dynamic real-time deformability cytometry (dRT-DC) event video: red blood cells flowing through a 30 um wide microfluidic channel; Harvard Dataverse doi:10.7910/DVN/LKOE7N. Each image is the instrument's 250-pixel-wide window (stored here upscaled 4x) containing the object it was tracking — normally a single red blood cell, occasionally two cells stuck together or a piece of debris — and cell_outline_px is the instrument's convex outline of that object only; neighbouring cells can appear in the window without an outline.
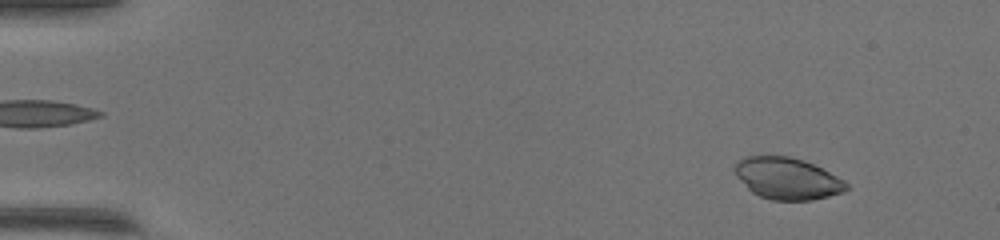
{"species": "common noctule bat (a hibernating species)", "species_latin": "Nyctalus noctula", "temperature_condition": "warm", "stored_images_in_passage": 49, "camera_frame_rate_fps": 3000, "um_per_image_px": 0.085, "animal": {"sex": "female", "body_mass_g": 17.0, "forearm_length_mm": 48.0}, "frame": {"image": 1, "passage_image": 5, "time_ms": 1.333, "image_size_px": [1000, 240], "cell_outline_px": [[848, 188], [844, 192], [812, 200], [772, 200], [760, 196], [752, 192], [736, 176], [732, 168], [736, 160], [744, 156], [788, 156], [804, 160], [844, 180], [848, 184]], "centroid_in_image_um": [66.87, 15.16], "position_along_channel_um": 18.1, "area_um2": 27.11}}
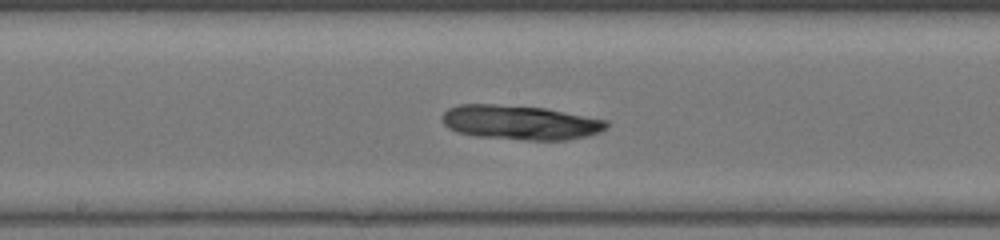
{"frame": {"image": 2, "passage_image": 27, "time_ms": 8.667, "image_size_px": [1000, 240], "cell_outline_px": [[608, 128], [600, 132], [588, 136], [568, 140], [528, 140], [476, 136], [456, 132], [448, 128], [444, 124], [444, 112], [448, 108], [460, 104], [496, 104], [544, 108], [608, 120]], "centroid_in_image_um": [44.25, 10.41], "position_along_channel_um": 204.0, "area_um2": 33.0}}
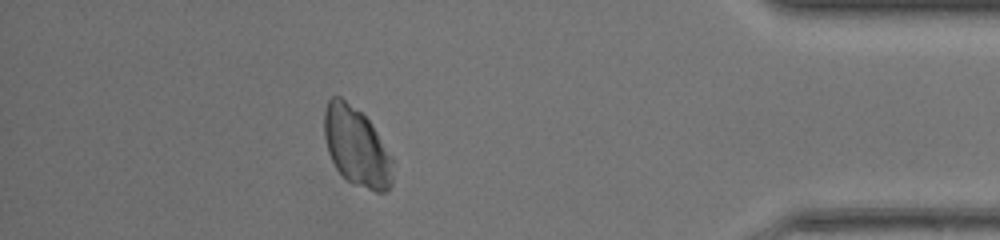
{"frame": {"image": 3, "passage_image": 44, "time_ms": 14.333, "image_size_px": [1000, 240], "cell_outline_px": [[392, 184], [384, 192], [376, 192], [352, 184], [336, 168], [328, 152], [324, 136], [324, 112], [328, 100], [332, 96], [340, 96], [360, 112], [368, 120], [376, 132], [392, 160]], "centroid_in_image_um": [30.27, 12.48], "position_along_channel_um": 404.9, "area_um2": 30.98}}